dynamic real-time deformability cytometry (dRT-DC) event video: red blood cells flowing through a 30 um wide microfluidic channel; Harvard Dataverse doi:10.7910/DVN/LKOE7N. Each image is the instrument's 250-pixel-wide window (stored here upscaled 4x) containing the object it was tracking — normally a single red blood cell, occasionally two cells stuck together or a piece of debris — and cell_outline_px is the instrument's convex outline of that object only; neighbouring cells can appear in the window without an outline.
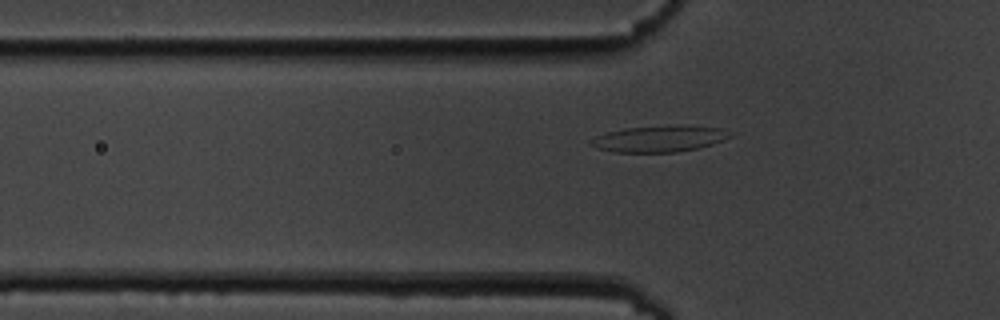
{"species": "common noctule bat (a hibernating species)", "species_latin": "Nyctalus noctula", "temperature_condition": "cold", "stored_images_in_passage": 45, "camera_frame_rate_fps": 3000, "um_per_image_px": 0.085, "animal": {"sex": "male", "body_mass_g": 19.5, "forearm_length_mm": 54.6}, "frame": {"image": 1, "passage_image": 7, "time_ms": 2.0, "image_size_px": [1000, 320], "cell_outline_px": [[732, 136], [724, 140], [700, 148], [676, 152], [612, 152], [596, 148], [588, 144], [588, 140], [596, 136], [608, 132], [624, 128], [676, 124], [684, 124], [720, 128], [732, 132]], "centroid_in_image_um": [56.05, 11.78], "position_along_channel_um": 69.7, "area_um2": 21.85}}
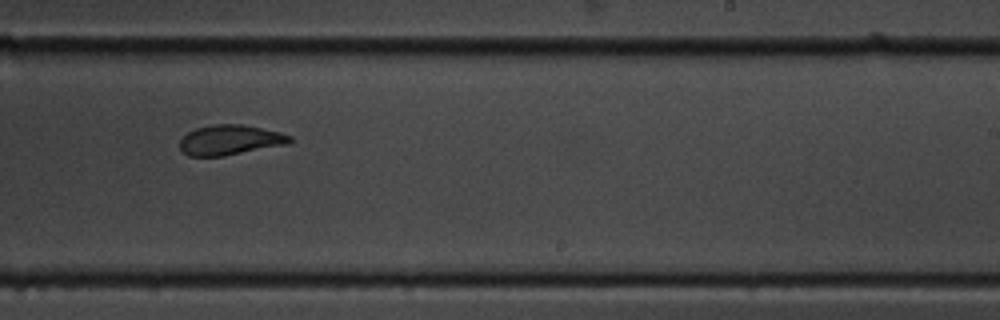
{"frame": {"image": 2, "passage_image": 24, "time_ms": 7.667, "image_size_px": [1000, 320], "cell_outline_px": [[292, 140], [288, 144], [224, 156], [188, 156], [180, 148], [180, 140], [188, 132], [196, 128], [212, 124], [244, 124], [280, 132], [292, 136]], "centroid_in_image_um": [19.57, 11.89], "position_along_channel_um": 269.4, "area_um2": 19.31}}
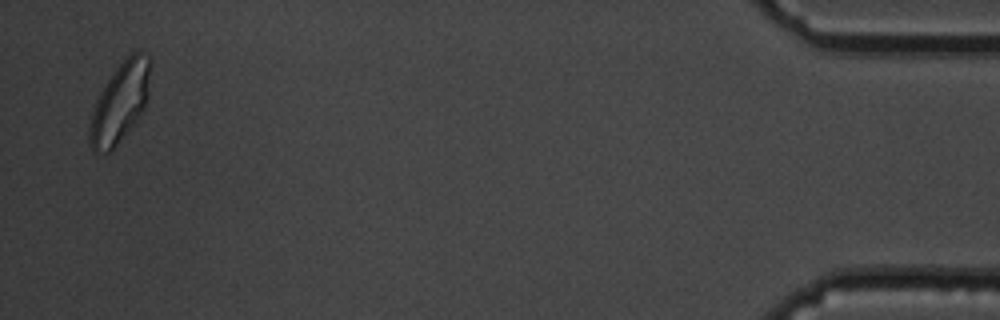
{"frame": {"image": 3, "passage_image": 44, "time_ms": 14.333, "image_size_px": [1000, 320], "cell_outline_px": [[152, 64], [148, 96], [144, 108], [136, 120], [116, 144], [108, 152], [96, 156], [88, 140], [88, 132], [92, 112], [96, 100], [100, 92], [112, 72], [132, 52], [140, 52], [148, 56], [152, 60]], "centroid_in_image_um": [10.2, 8.7], "position_along_channel_um": 425.0, "area_um2": 28.15}, "authors_computed_cell_mechanics": {"area_um2": 20.6346, "velocity_mm_per_s": 3.5317, "shape_relaxation_time_tau1_ms": 9.3463, "shape_relaxation_time_tau2_ms": 2.0317, "deformation_change_tau1": 0.2229, "deformation_change_tau2": 0.0792}}